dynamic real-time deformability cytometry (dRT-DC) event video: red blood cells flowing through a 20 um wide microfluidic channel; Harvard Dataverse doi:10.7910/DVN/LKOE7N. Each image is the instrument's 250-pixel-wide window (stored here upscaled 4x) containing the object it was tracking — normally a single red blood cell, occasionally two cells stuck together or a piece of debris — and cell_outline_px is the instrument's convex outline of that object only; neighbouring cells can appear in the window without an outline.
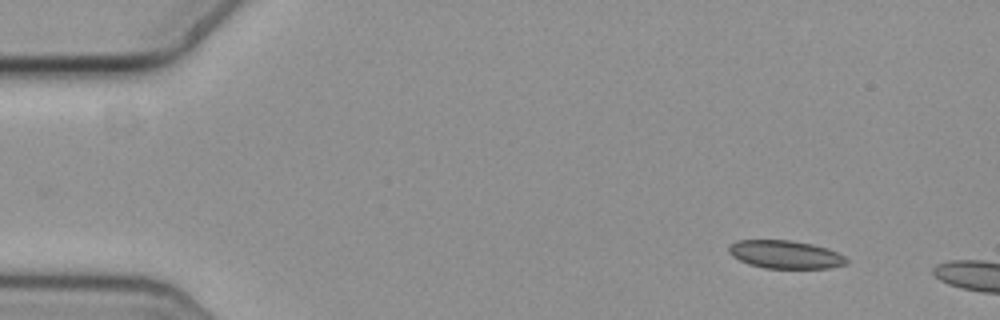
{"species": "common noctule bat (a hibernating species)", "species_latin": "Nyctalus noctula", "temperature_condition": "cold", "stored_images_in_passage": 5, "camera_frame_rate_fps": 3000, "um_per_image_px": 0.085, "animal": {"sex": "female", "body_mass_g": 19.3, "forearm_length_mm": 54.1}, "frame": {"image": 1, "passage_image": 1, "time_ms": 0.0, "image_size_px": [1000, 320], "cell_outline_px": [[848, 264], [828, 268], [764, 268], [748, 264], [732, 256], [728, 252], [728, 244], [736, 240], [792, 240], [812, 244], [828, 248], [844, 256], [848, 260]], "centroid_in_image_um": [66.73, 21.62], "position_along_channel_um": 18.3, "area_um2": 19.42}}